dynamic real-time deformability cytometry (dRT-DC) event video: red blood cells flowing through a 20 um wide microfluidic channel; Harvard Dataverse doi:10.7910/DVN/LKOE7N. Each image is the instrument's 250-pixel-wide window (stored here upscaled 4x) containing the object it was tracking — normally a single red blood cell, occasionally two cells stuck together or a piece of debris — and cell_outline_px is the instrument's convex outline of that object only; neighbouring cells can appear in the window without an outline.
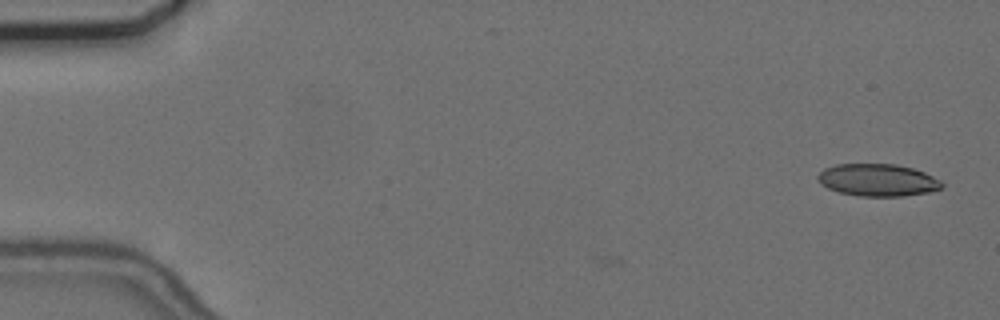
{"species": "common noctule bat (a hibernating species)", "species_latin": "Nyctalus noctula", "temperature_condition": "cold", "stored_images_in_passage": 52, "camera_frame_rate_fps": 3000, "um_per_image_px": 0.085, "animal": {"sex": "female", "body_mass_g": 24.6, "forearm_length_mm": 56.2}, "frame": {"image": 1, "passage_image": 1, "time_ms": 0.0, "image_size_px": [1000, 320], "cell_outline_px": [[944, 188], [928, 192], [904, 196], [860, 196], [840, 192], [828, 188], [820, 184], [816, 180], [816, 176], [824, 168], [836, 164], [896, 164], [912, 168], [924, 172], [940, 180], [944, 184]], "centroid_in_image_um": [74.59, 15.3], "position_along_channel_um": 10.4, "area_um2": 23.47}}
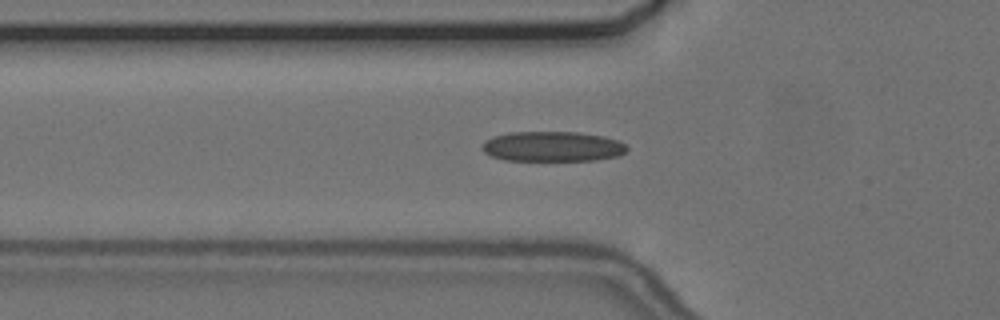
{"frame": {"image": 2, "passage_image": 18, "time_ms": 5.667, "image_size_px": [1000, 320], "cell_outline_px": [[628, 152], [620, 156], [596, 160], [504, 160], [492, 156], [484, 152], [484, 140], [492, 136], [508, 132], [580, 132], [604, 136], [620, 140], [628, 148]], "centroid_in_image_um": [47.02, 12.44], "position_along_channel_um": 78.8, "area_um2": 25.61}}
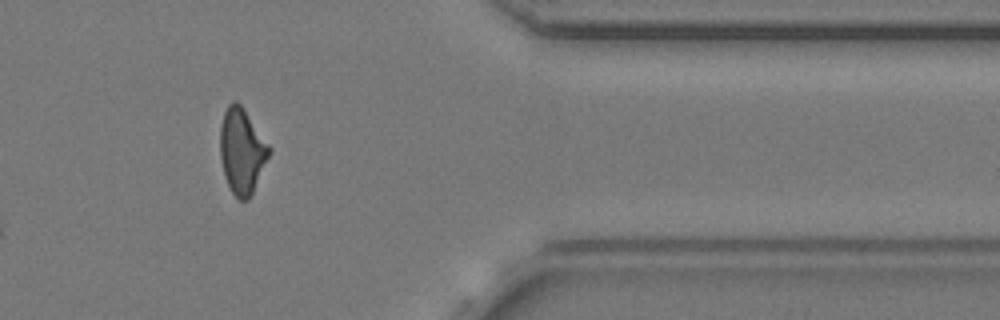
{"frame": {"image": 3, "passage_image": 45, "time_ms": 14.667, "image_size_px": [1000, 320], "cell_outline_px": [[272, 148], [252, 192], [248, 200], [240, 200], [232, 192], [224, 176], [220, 156], [220, 128], [224, 112], [228, 104], [232, 100], [236, 100], [244, 108]], "centroid_in_image_um": [20.55, 12.79], "position_along_channel_um": 390.9, "area_um2": 24.22}, "authors_computed_cell_mechanics": {"area_um2": 24.3627, "velocity_mm_per_s": 3.6915, "shape_relaxation_time_tau1_ms": 11.2154, "shape_relaxation_time_tau2_ms": 2.7479, "deformation_change_tau1": 0.2494, "deformation_change_tau2": 0.1112}}